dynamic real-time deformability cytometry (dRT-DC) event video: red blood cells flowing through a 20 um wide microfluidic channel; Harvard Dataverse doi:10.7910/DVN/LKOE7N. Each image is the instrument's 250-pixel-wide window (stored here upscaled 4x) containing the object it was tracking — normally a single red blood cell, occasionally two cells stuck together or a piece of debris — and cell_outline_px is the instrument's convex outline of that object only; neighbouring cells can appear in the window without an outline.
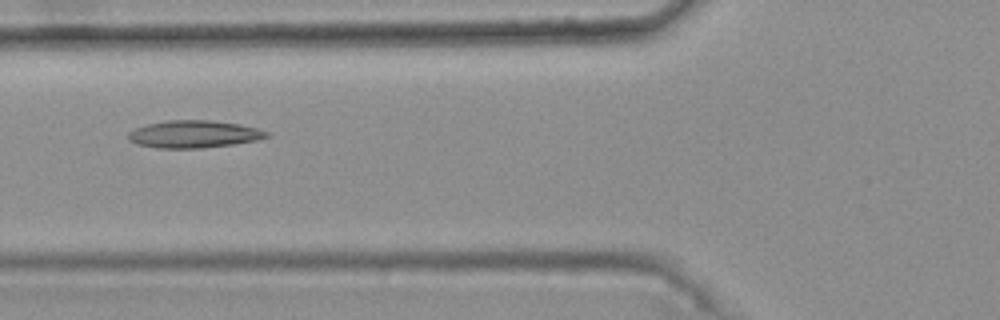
{"species": "common noctule bat (a hibernating species)", "species_latin": "Nyctalus noctula", "temperature_condition": "warm", "stored_images_in_passage": 44, "camera_frame_rate_fps": 3000, "um_per_image_px": 0.085, "animal": {"sex": "female", "body_mass_g": 25.1}, "frame": {"image": 1, "passage_image": 15, "time_ms": 4.667, "image_size_px": [1000, 320], "cell_outline_px": [[272, 136], [256, 140], [232, 144], [200, 148], [160, 148], [136, 144], [128, 140], [128, 132], [136, 128], [148, 124], [164, 120], [208, 120], [240, 124], [272, 132]], "centroid_in_image_um": [16.5, 11.4], "position_along_channel_um": 109.3, "area_um2": 22.14}}
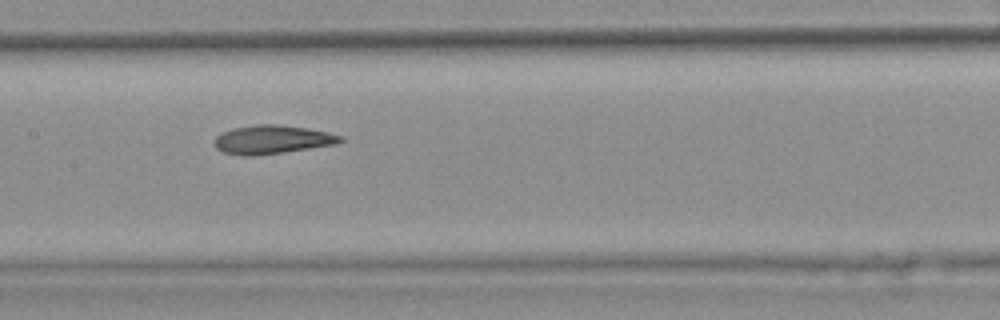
{"frame": {"image": 2, "passage_image": 21, "time_ms": 6.667, "image_size_px": [1000, 320], "cell_outline_px": [[344, 140], [336, 144], [284, 152], [256, 156], [244, 156], [220, 152], [212, 144], [212, 140], [220, 132], [232, 128], [256, 124], [276, 124], [308, 128], [328, 132], [344, 136]], "centroid_in_image_um": [23.07, 11.86], "position_along_channel_um": 184.3, "area_um2": 21.44}}
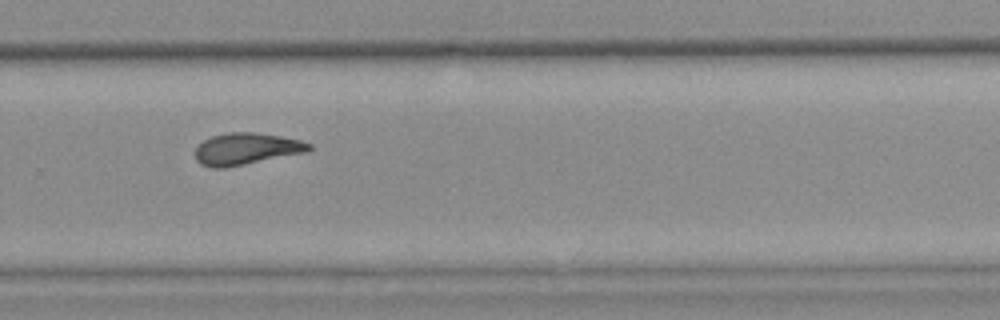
{"frame": {"image": 3, "passage_image": 31, "time_ms": 10.0, "image_size_px": [1000, 320], "cell_outline_px": [[312, 148], [308, 152], [224, 168], [212, 168], [200, 164], [196, 160], [192, 152], [204, 140], [212, 136], [228, 132], [256, 132], [280, 136], [300, 140], [312, 144]], "centroid_in_image_um": [20.92, 12.65], "position_along_channel_um": 308.9, "area_um2": 21.27}, "authors_computed_cell_mechanics": {"area_um2": 21.0392, "velocity_mm_per_s": 3.7471, "shape_relaxation_time_tau1_ms": null, "shape_relaxation_time_tau2_ms": 2.9594, "deformation_change_tau1": null, "deformation_change_tau2": 0.1136}}